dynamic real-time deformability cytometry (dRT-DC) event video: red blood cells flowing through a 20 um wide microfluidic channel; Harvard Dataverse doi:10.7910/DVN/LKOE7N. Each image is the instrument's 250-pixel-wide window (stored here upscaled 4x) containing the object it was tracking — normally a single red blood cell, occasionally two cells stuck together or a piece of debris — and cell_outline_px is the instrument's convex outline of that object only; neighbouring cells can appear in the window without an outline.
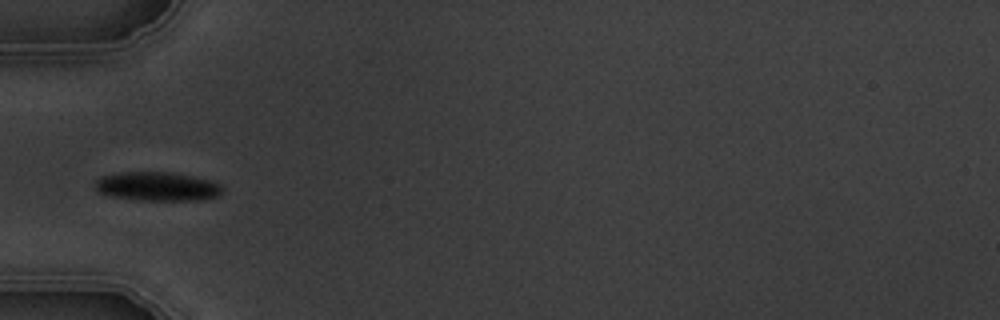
{"species": "common noctule bat (a hibernating species)", "species_latin": "Nyctalus noctula", "temperature_condition": "warm", "stored_images_in_passage": 5, "camera_frame_rate_fps": 3000, "um_per_image_px": 0.085, "animal": {"sex": "male", "body_mass_g": 19.5, "forearm_length_mm": 54.6}, "frame": {"image": 1, "passage_image": 5, "time_ms": 4.667, "image_size_px": [1000, 320], "cell_outline_px": [[220, 192], [216, 196], [200, 200], [140, 200], [112, 196], [100, 192], [92, 184], [100, 176], [116, 172], [172, 172], [192, 176], [208, 180], [220, 184]], "centroid_in_image_um": [13.29, 15.83], "position_along_channel_um": 71.7, "area_um2": 21.33}}